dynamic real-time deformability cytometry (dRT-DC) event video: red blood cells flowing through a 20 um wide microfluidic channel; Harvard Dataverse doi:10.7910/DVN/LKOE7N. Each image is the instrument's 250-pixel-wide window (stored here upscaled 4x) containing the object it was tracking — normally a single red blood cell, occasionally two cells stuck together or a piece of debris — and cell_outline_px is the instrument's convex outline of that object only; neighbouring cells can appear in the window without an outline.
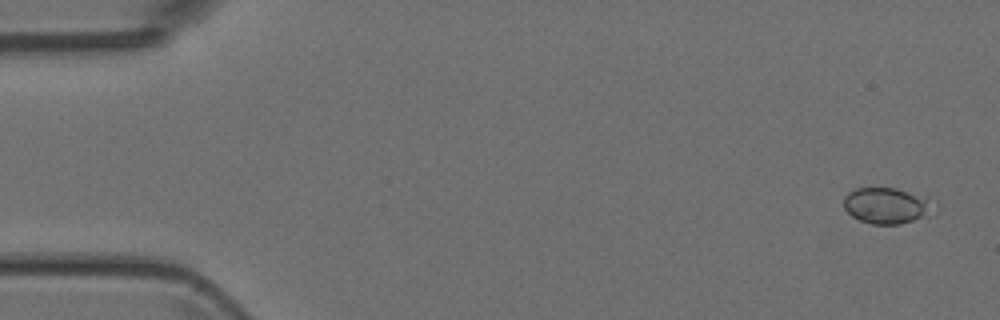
{"species": "Egyptian fruit bat (a non-hibernating species)", "species_latin": "Rousettus aegyptiacus", "temperature_condition": "room temperature", "stored_images_in_passage": 5, "camera_frame_rate_fps": 3000, "um_per_image_px": 0.085, "animal": {"sex": "female"}, "frame": {"image": 1, "passage_image": 1, "time_ms": 0.0, "image_size_px": [1000, 320], "cell_outline_px": [[936, 216], [900, 224], [872, 224], [860, 220], [852, 216], [844, 208], [844, 196], [848, 192], [856, 188], [896, 188], [928, 196], [936, 200]], "centroid_in_image_um": [75.53, 17.48], "position_along_channel_um": 9.5, "area_um2": 19.88}}